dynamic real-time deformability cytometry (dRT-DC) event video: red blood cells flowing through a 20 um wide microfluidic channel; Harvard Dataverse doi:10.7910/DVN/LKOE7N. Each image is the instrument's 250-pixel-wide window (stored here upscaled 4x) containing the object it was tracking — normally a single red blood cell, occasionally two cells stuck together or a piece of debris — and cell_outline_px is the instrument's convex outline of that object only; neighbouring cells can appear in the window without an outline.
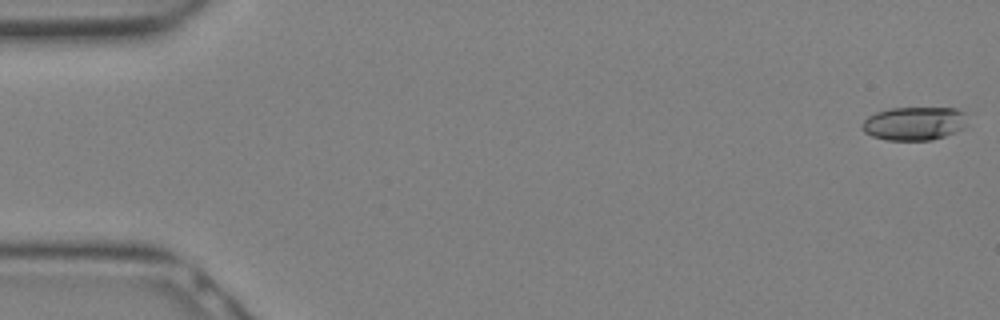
{"species": "Egyptian fruit bat (a non-hibernating species)", "species_latin": "Rousettus aegyptiacus", "temperature_condition": "warm", "stored_images_in_passage": 10, "camera_frame_rate_fps": 3000, "um_per_image_px": 0.085, "animal": {"sex": "female"}, "frame": {"image": 1, "passage_image": 1, "time_ms": 0.0, "image_size_px": [1000, 320], "cell_outline_px": [[964, 128], [956, 132], [932, 140], [884, 140], [872, 136], [864, 132], [860, 128], [860, 124], [868, 116], [876, 112], [888, 108], [956, 108], [964, 112]], "centroid_in_image_um": [77.65, 10.5], "position_along_channel_um": 7.4, "area_um2": 20.63}}
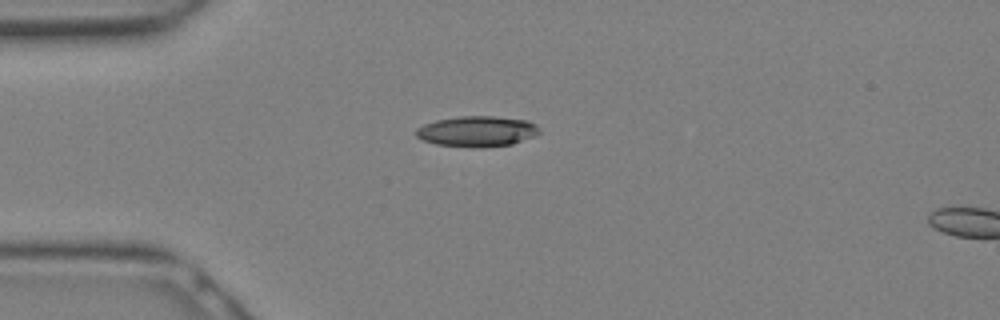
{"frame": {"image": 2, "passage_image": 8, "time_ms": 2.333, "image_size_px": [1000, 320], "cell_outline_px": [[540, 132], [536, 136], [512, 144], [480, 148], [472, 148], [436, 144], [424, 140], [416, 136], [416, 128], [424, 124], [436, 120], [460, 116], [492, 116], [528, 120], [536, 124]], "centroid_in_image_um": [40.57, 11.17], "position_along_channel_um": 44.4, "area_um2": 22.14}}